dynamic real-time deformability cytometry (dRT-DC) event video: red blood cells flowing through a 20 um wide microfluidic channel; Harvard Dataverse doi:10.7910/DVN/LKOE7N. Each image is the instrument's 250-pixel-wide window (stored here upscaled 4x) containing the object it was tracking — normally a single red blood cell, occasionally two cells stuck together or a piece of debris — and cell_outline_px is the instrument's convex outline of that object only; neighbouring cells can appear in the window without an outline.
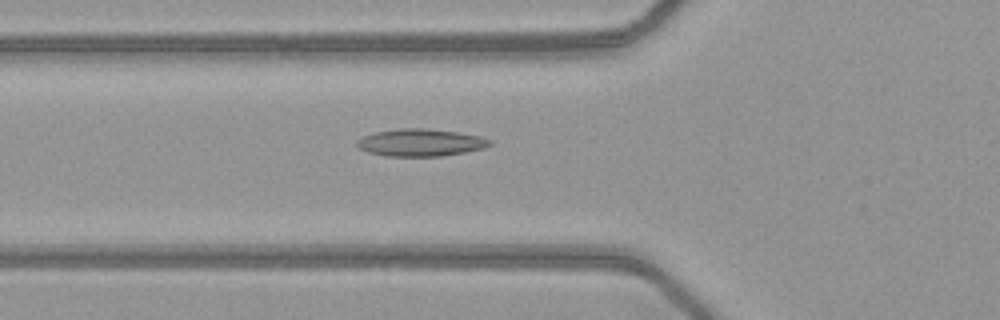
{"species": "common noctule bat (a hibernating species)", "species_latin": "Nyctalus noctula", "temperature_condition": "warm", "stored_images_in_passage": 37, "camera_frame_rate_fps": 3000, "um_per_image_px": 0.085, "animal": {"sex": "female", "body_mass_g": 21.9}, "frame": {"image": 1, "passage_image": 9, "time_ms": 2.667, "image_size_px": [1000, 320], "cell_outline_px": [[492, 144], [484, 148], [464, 152], [440, 156], [388, 156], [368, 152], [360, 148], [356, 144], [356, 140], [364, 136], [376, 132], [400, 128], [420, 128], [456, 132], [480, 136], [492, 140]], "centroid_in_image_um": [35.75, 12.12], "position_along_channel_um": 90.0, "area_um2": 20.92}}
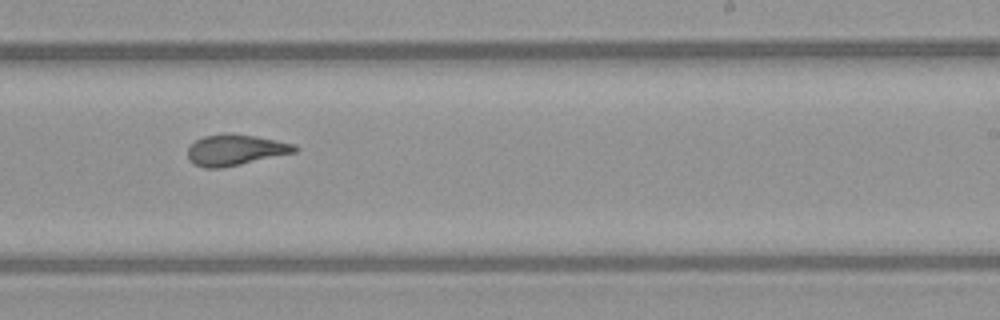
{"frame": {"image": 2, "passage_image": 22, "time_ms": 7.0, "image_size_px": [1000, 320], "cell_outline_px": [[296, 152], [240, 164], [220, 168], [204, 168], [192, 164], [188, 160], [188, 148], [196, 140], [204, 136], [224, 132], [256, 136], [296, 144]], "centroid_in_image_um": [19.96, 12.74], "position_along_channel_um": 269.0, "area_um2": 19.31}}
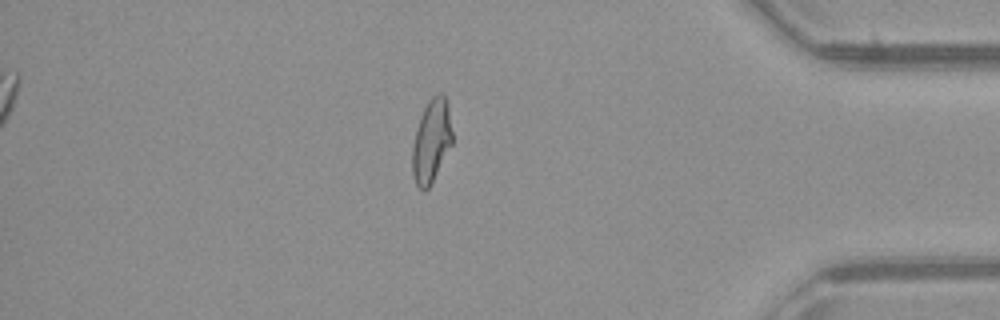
{"frame": {"image": 3, "passage_image": 34, "time_ms": 11.0, "image_size_px": [1000, 320], "cell_outline_px": [[452, 144], [428, 188], [424, 192], [416, 184], [412, 176], [412, 148], [416, 128], [420, 116], [428, 100], [436, 92], [444, 92], [448, 104], [452, 132]], "centroid_in_image_um": [36.66, 11.93], "position_along_channel_um": 398.5, "area_um2": 19.48}}